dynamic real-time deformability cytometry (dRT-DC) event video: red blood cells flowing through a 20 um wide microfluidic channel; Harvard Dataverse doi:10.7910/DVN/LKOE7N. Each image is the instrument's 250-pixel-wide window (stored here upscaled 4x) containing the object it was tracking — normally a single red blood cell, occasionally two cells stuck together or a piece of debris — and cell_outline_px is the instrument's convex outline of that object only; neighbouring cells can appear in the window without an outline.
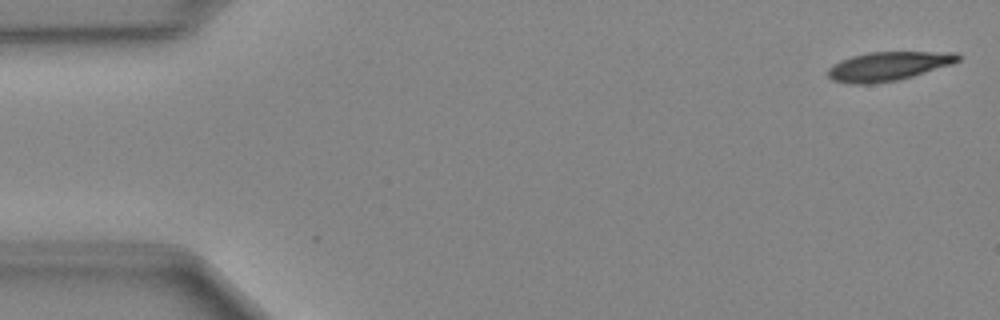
{"species": "Egyptian fruit bat (a non-hibernating species)", "species_latin": "Rousettus aegyptiacus", "temperature_condition": "cold", "stored_images_in_passage": 48, "camera_frame_rate_fps": 3000, "um_per_image_px": 0.085, "animal": {"sex": "female"}, "frame": {"image": 1, "passage_image": 1, "time_ms": 0.0, "image_size_px": [1000, 320], "cell_outline_px": [[960, 60], [952, 64], [900, 80], [872, 84], [848, 84], [832, 80], [828, 76], [828, 68], [832, 64], [840, 60], [852, 56], [868, 52], [956, 52], [960, 56]], "centroid_in_image_um": [75.48, 5.63], "position_along_channel_um": 9.5, "area_um2": 22.14}}
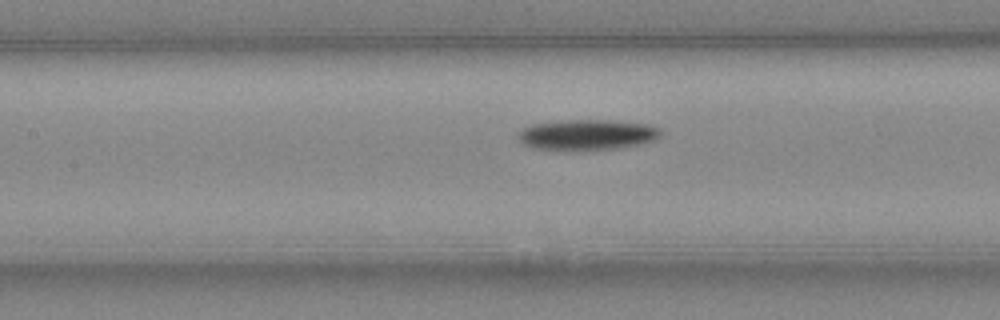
{"frame": {"image": 2, "passage_image": 21, "time_ms": 6.667, "image_size_px": [1000, 320], "cell_outline_px": [[660, 136], [656, 140], [640, 144], [620, 148], [584, 152], [560, 152], [532, 148], [516, 140], [516, 136], [524, 128], [532, 124], [564, 120], [608, 120], [648, 124], [660, 128]], "centroid_in_image_um": [49.85, 11.5], "position_along_channel_um": 157.5, "area_um2": 26.41}}
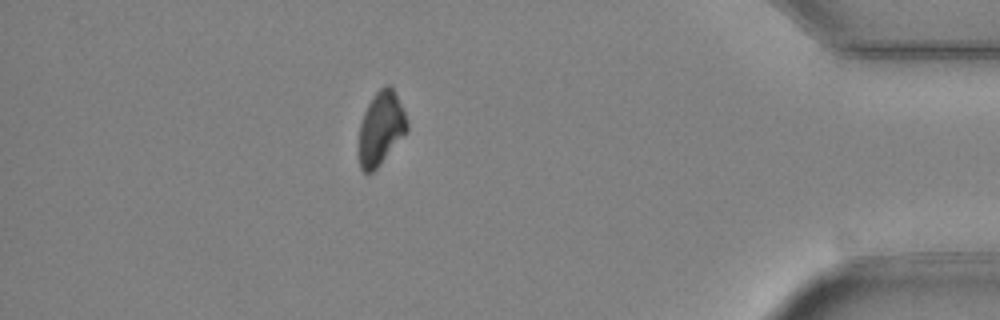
{"frame": {"image": 3, "passage_image": 42, "time_ms": 13.667, "image_size_px": [1000, 320], "cell_outline_px": [[408, 132], [380, 164], [372, 172], [364, 172], [360, 168], [360, 124], [364, 112], [368, 104], [376, 92], [380, 88], [388, 84], [392, 88], [408, 120]], "centroid_in_image_um": [32.4, 10.91], "position_along_channel_um": 402.8, "area_um2": 20.23}}